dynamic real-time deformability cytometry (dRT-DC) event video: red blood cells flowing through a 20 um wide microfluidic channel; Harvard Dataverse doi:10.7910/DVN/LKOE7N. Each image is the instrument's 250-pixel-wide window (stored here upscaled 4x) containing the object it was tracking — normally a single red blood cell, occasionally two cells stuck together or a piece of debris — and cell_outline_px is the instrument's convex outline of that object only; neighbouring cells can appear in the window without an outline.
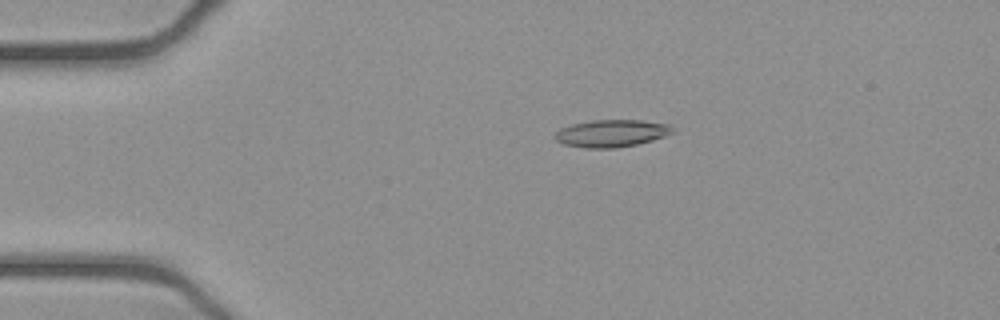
{"species": "common noctule bat (a hibernating species)", "species_latin": "Nyctalus noctula", "temperature_condition": "cold", "stored_images_in_passage": 52, "camera_frame_rate_fps": 3000, "um_per_image_px": 0.085, "animal": {"sex": "female", "body_mass_g": 21.9}, "frame": {"image": 1, "passage_image": 11, "time_ms": 3.333, "image_size_px": [1000, 320], "cell_outline_px": [[672, 132], [664, 136], [652, 140], [636, 144], [616, 148], [584, 148], [564, 144], [556, 140], [552, 136], [560, 128], [572, 124], [592, 120], [640, 120], [672, 124]], "centroid_in_image_um": [51.95, 11.33], "position_along_channel_um": 33.1, "area_um2": 18.73}}
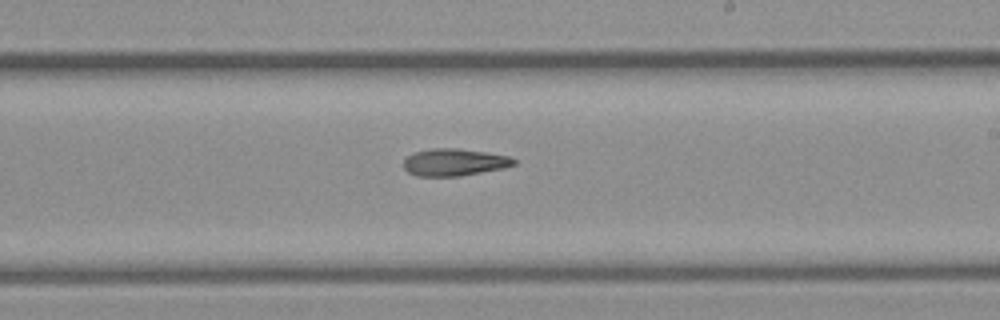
{"frame": {"image": 2, "passage_image": 31, "time_ms": 10.0, "image_size_px": [1000, 320], "cell_outline_px": [[516, 164], [504, 168], [460, 176], [416, 176], [408, 172], [404, 168], [404, 160], [412, 152], [432, 148], [460, 148], [488, 152], [508, 156], [516, 160]], "centroid_in_image_um": [38.61, 13.78], "position_along_channel_um": 250.4, "area_um2": 17.63}}
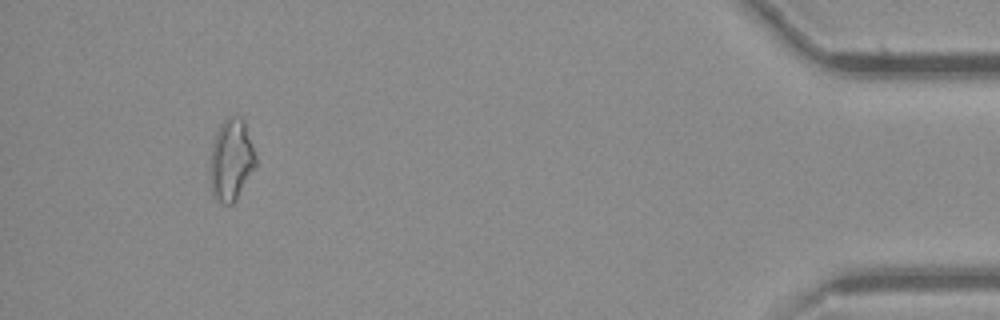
{"frame": {"image": 3, "passage_image": 49, "time_ms": 16.0, "image_size_px": [1000, 320], "cell_outline_px": [[256, 164], [236, 200], [232, 204], [224, 204], [212, 196], [208, 176], [208, 172], [212, 144], [216, 132], [220, 124], [228, 116], [240, 116], [244, 120], [256, 156]], "centroid_in_image_um": [19.61, 13.6], "position_along_channel_um": 415.6, "area_um2": 22.02}, "authors_computed_cell_mechanics": {"area_um2": 18.1781, "velocity_mm_per_s": 3.9202, "shape_relaxation_time_tau1_ms": null, "shape_relaxation_time_tau2_ms": 8.1409, "deformation_change_tau1": null, "deformation_change_tau2": 0.197}}